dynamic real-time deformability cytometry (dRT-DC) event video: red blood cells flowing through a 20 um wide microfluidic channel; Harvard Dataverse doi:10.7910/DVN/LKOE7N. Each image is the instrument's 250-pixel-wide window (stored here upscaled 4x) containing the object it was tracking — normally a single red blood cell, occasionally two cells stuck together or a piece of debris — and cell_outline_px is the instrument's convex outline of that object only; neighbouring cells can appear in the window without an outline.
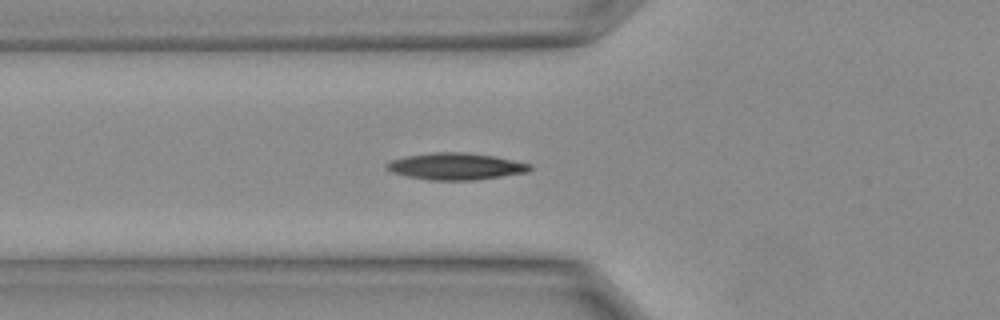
{"species": "Egyptian fruit bat (a non-hibernating species)", "species_latin": "Rousettus aegyptiacus", "temperature_condition": "warm", "stored_images_in_passage": 4, "camera_frame_rate_fps": 3000, "um_per_image_px": 0.085, "animal": {"sex": "female"}, "frame": {"image": 1, "passage_image": 2, "time_ms": 0.333, "image_size_px": [1000, 320], "cell_outline_px": [[532, 168], [528, 172], [472, 180], [432, 180], [408, 176], [392, 172], [384, 168], [384, 164], [392, 160], [404, 156], [432, 152], [464, 152], [496, 156], [532, 164]], "centroid_in_image_um": [38.73, 14.12], "position_along_channel_um": 87.1, "area_um2": 22.37}}